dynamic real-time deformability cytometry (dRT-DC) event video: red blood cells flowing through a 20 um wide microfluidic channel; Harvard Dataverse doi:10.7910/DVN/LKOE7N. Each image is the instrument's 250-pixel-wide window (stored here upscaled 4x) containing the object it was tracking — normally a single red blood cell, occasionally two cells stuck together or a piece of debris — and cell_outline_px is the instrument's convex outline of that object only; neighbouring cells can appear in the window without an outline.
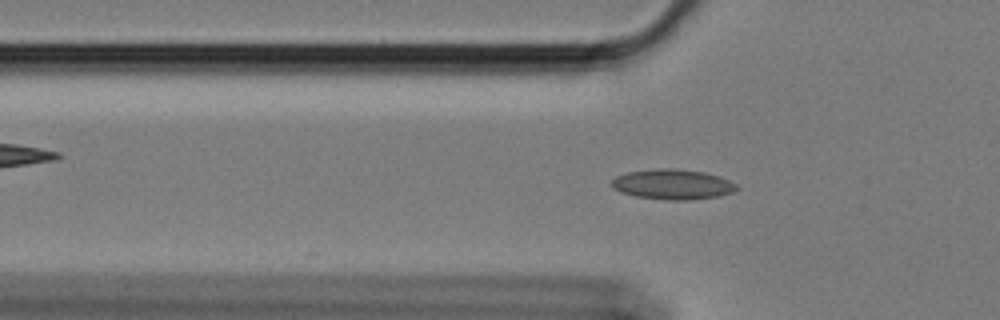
{"species": "Egyptian fruit bat (a non-hibernating species)", "species_latin": "Rousettus aegyptiacus", "temperature_condition": "cold", "stored_images_in_passage": 43, "camera_frame_rate_fps": 3000, "um_per_image_px": 0.085, "animal": {"sex": "female"}, "frame": {"image": 1, "passage_image": 2, "time_ms": 0.333, "image_size_px": [1000, 320], "cell_outline_px": [[740, 188], [732, 192], [720, 196], [692, 200], [664, 200], [636, 196], [620, 192], [612, 188], [612, 180], [616, 176], [628, 172], [656, 168], [668, 168], [704, 172], [728, 180], [736, 184]], "centroid_in_image_um": [57.16, 15.68], "position_along_channel_um": 68.6, "area_um2": 21.96}}
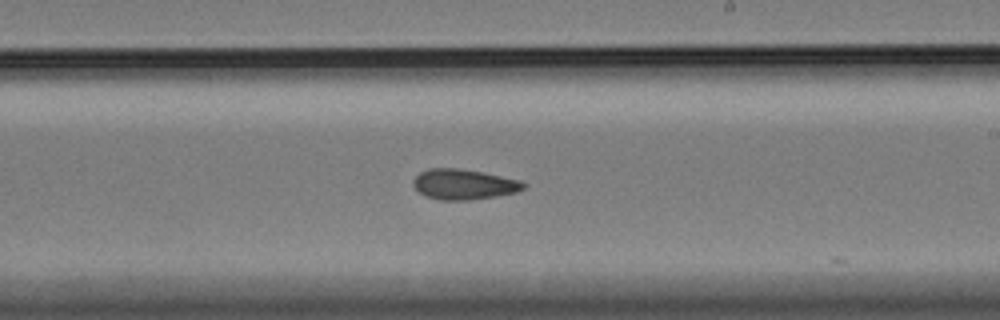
{"frame": {"image": 2, "passage_image": 18, "time_ms": 5.667, "image_size_px": [1000, 320], "cell_outline_px": [[528, 184], [524, 188], [516, 192], [496, 196], [468, 200], [440, 200], [424, 196], [412, 184], [412, 180], [420, 172], [428, 168], [460, 168], [520, 180]], "centroid_in_image_um": [39.4, 15.67], "position_along_channel_um": 249.6, "area_um2": 19.48}}
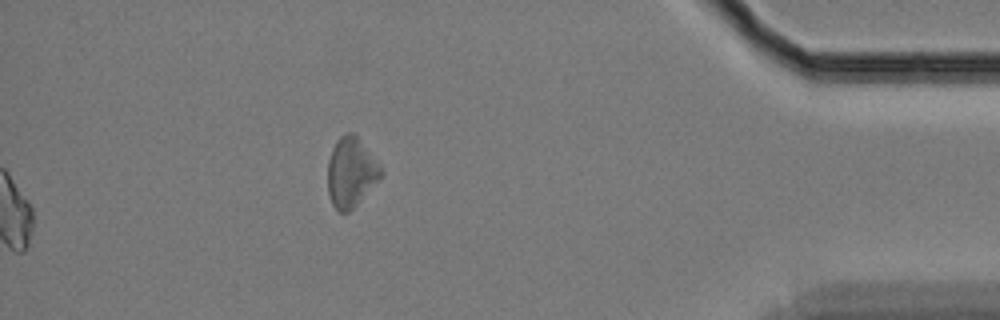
{"frame": {"image": 3, "passage_image": 43, "time_ms": 14.0, "image_size_px": [1000, 320], "cell_outline_px": [[384, 172], [356, 204], [348, 212], [340, 212], [332, 204], [328, 192], [328, 160], [332, 148], [336, 140], [340, 136], [348, 132], [352, 132], [356, 136]], "centroid_in_image_um": [29.78, 14.63], "position_along_channel_um": 405.4, "area_um2": 20.87}, "authors_computed_cell_mechanics": {"area_um2": 19.3052, "velocity_mm_per_s": 3.381, "shape_relaxation_time_tau1_ms": null, "shape_relaxation_time_tau2_ms": 9.2414, "deformation_change_tau1": null, "deformation_change_tau2": 0.1265}}